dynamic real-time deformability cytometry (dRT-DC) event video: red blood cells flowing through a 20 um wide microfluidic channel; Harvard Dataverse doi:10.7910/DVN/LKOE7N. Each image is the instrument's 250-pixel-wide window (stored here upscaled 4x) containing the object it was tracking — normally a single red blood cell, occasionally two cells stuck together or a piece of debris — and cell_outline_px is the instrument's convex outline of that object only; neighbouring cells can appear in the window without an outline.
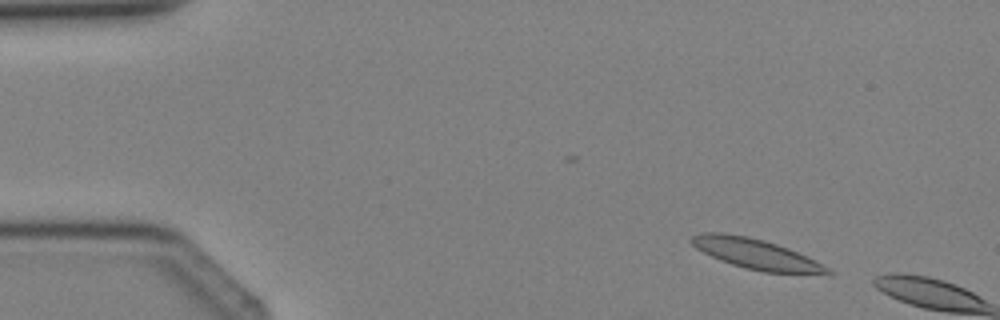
{"species": "Egyptian fruit bat (a non-hibernating species)", "species_latin": "Rousettus aegyptiacus", "temperature_condition": "cold", "stored_images_in_passage": 3, "camera_frame_rate_fps": 3000, "um_per_image_px": 0.085, "animal": {"sex": "female"}, "frame": {"image": 1, "passage_image": 2, "time_ms": 1.333, "image_size_px": [1000, 320], "cell_outline_px": [[836, 272], [764, 272], [744, 268], [720, 260], [696, 248], [688, 240], [692, 236], [700, 232], [724, 232], [748, 236], [764, 240], [788, 248], [808, 256]], "centroid_in_image_um": [64.16, 21.54], "position_along_channel_um": 20.8, "area_um2": 23.58}}